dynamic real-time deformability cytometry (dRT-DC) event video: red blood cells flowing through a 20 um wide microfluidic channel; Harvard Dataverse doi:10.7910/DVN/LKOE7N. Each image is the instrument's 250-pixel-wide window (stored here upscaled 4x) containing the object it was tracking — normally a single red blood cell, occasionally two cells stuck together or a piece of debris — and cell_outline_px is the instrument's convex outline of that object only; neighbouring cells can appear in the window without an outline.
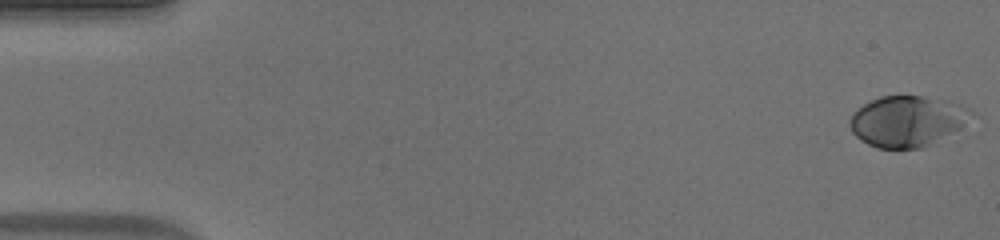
{"species": "human", "species_latin": "Homo sapiens", "temperature_condition": "warm", "stored_images_in_passage": 53, "camera_frame_rate_fps": 3000, "um_per_image_px": 0.085, "donor": {"sex": "male"}, "frame": {"image": 1, "passage_image": 1, "time_ms": 0.0, "image_size_px": [1000, 240], "cell_outline_px": [[972, 112], [960, 128], [920, 148], [876, 148], [860, 140], [852, 132], [848, 124], [852, 112], [864, 104], [880, 96], [900, 92], [924, 96], [960, 104], [972, 108]], "centroid_in_image_um": [77.04, 10.25], "position_along_channel_um": 8.0, "area_um2": 36.13}}
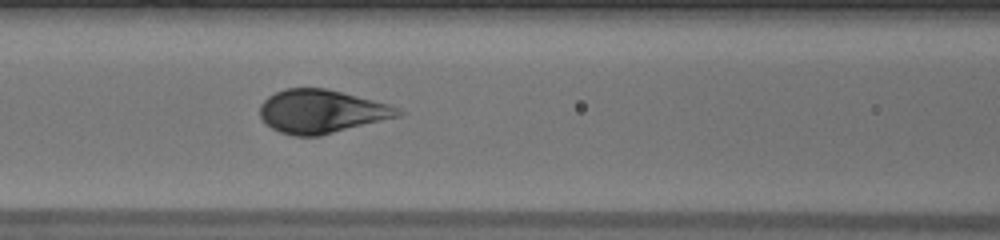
{"frame": {"image": 2, "passage_image": 23, "time_ms": 7.333, "image_size_px": [1000, 240], "cell_outline_px": [[404, 112], [400, 116], [320, 136], [296, 136], [280, 132], [272, 128], [260, 116], [260, 104], [268, 96], [284, 88], [324, 88], [388, 104], [400, 108]], "centroid_in_image_um": [27.32, 9.48], "position_along_channel_um": 139.3, "area_um2": 34.68}}
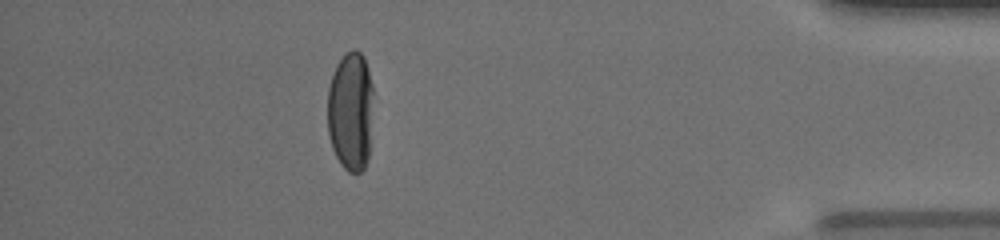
{"frame": {"image": 3, "passage_image": 47, "time_ms": 15.333, "image_size_px": [1000, 240], "cell_outline_px": [[372, 92], [368, 160], [364, 168], [360, 172], [348, 172], [340, 164], [332, 148], [328, 132], [328, 88], [336, 64], [352, 48], [356, 48], [364, 56], [372, 84]], "centroid_in_image_um": [29.79, 9.45], "position_along_channel_um": 405.4, "area_um2": 31.67}, "authors_computed_cell_mechanics": {"area_um2": 35.3736, "velocity_mm_per_s": 3.9063, "shape_relaxation_time_tau1_ms": 3.2976, "shape_relaxation_time_tau2_ms": null, "deformation_change_tau1": 0.2075, "deformation_change_tau2": null}}